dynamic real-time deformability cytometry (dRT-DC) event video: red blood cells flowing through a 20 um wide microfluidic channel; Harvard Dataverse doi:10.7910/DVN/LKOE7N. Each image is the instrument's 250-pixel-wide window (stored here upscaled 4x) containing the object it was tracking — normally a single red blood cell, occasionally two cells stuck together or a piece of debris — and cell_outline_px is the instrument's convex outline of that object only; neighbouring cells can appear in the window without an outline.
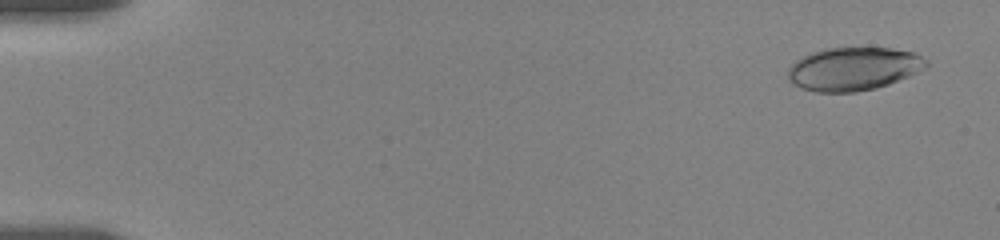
{"species": "human", "species_latin": "Homo sapiens", "temperature_condition": "room temperature", "stored_images_in_passage": 34, "camera_frame_rate_fps": 3000, "um_per_image_px": 0.085, "donor": {"sex": "female"}, "frame": {"image": 1, "passage_image": 2, "time_ms": 0.333, "image_size_px": [1000, 240], "cell_outline_px": [[928, 68], [888, 84], [876, 88], [856, 92], [816, 92], [800, 88], [792, 84], [788, 80], [788, 68], [800, 56], [824, 48], [892, 48], [912, 52], [928, 60]], "centroid_in_image_um": [72.52, 5.85], "position_along_channel_um": 12.5, "area_um2": 35.08}}
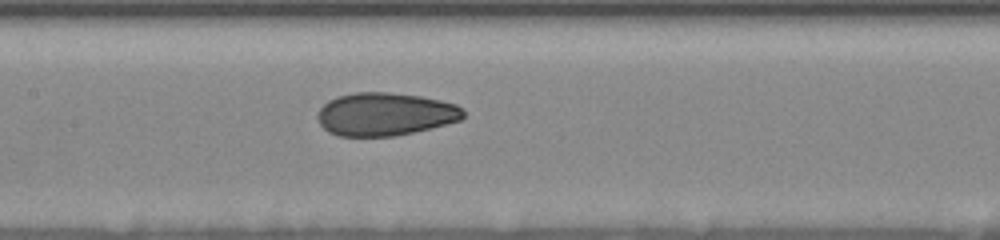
{"frame": {"image": 2, "passage_image": 17, "time_ms": 9.0, "image_size_px": [1000, 240], "cell_outline_px": [[464, 116], [460, 120], [432, 128], [396, 136], [340, 136], [328, 132], [320, 124], [320, 108], [328, 100], [336, 96], [356, 92], [388, 92], [420, 96], [440, 100], [456, 104], [464, 112]], "centroid_in_image_um": [32.75, 9.7], "position_along_channel_um": 174.7, "area_um2": 36.41}}
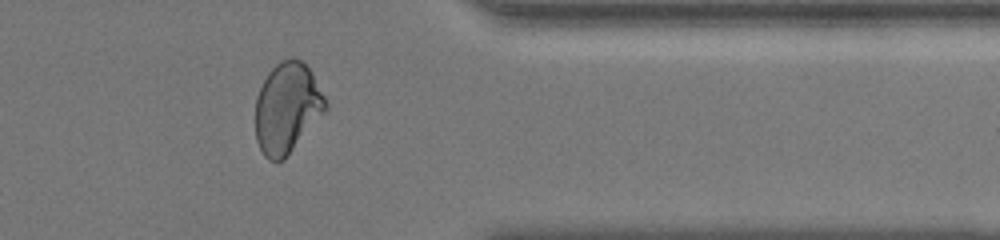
{"frame": {"image": 3, "passage_image": 28, "time_ms": 15.333, "image_size_px": [1000, 240], "cell_outline_px": [[328, 112], [284, 160], [268, 160], [264, 156], [256, 140], [256, 96], [268, 72], [280, 60], [292, 56], [300, 60], [312, 72], [328, 104]], "centroid_in_image_um": [24.44, 9.19], "position_along_channel_um": 387.0, "area_um2": 37.57}, "authors_computed_cell_mechanics": {"area_um2": 36.414, "velocity_mm_per_s": 3.4996, "shape_relaxation_time_tau1_ms": 6.3784, "shape_relaxation_time_tau2_ms": 1.3533, "deformation_change_tau1": 0.1711, "deformation_change_tau2": 0.0651}}